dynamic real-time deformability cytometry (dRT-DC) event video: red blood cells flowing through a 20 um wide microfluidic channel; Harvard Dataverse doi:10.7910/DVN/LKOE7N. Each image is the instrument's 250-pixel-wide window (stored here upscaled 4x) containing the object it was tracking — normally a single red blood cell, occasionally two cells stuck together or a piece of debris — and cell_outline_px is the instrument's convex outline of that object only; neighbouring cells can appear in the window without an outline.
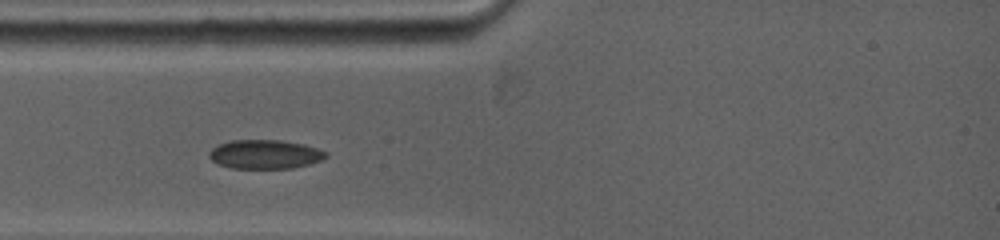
{"species": "common noctule bat (a hibernating species)", "species_latin": "Nyctalus noctula", "temperature_condition": "warm", "stored_images_in_passage": 5, "camera_frame_rate_fps": 5000, "um_per_image_px": 0.085, "animal": {"sex": "female", "body_mass_g": 19.0, "forearm_length_mm": 53.3}, "frame": {"image": 1, "passage_image": 1, "time_ms": 0.0, "image_size_px": [1000, 240], "cell_outline_px": [[328, 156], [320, 160], [308, 164], [292, 168], [232, 168], [220, 164], [212, 160], [208, 156], [208, 152], [216, 144], [232, 140], [280, 140], [304, 144], [328, 152]], "centroid_in_image_um": [22.5, 13.1], "position_along_channel_um": 62.5, "area_um2": 19.71}}
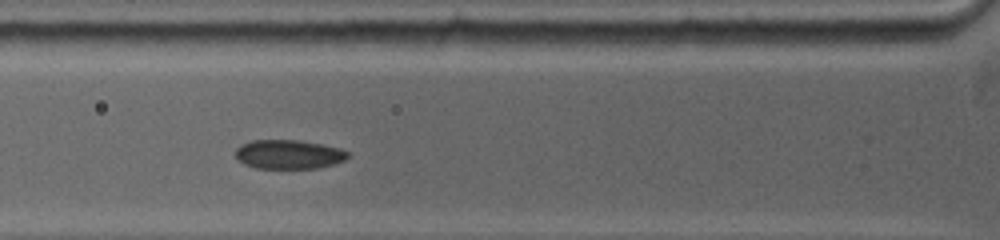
{"frame": {"image": 2, "passage_image": 3, "time_ms": 1.0, "image_size_px": [1000, 240], "cell_outline_px": [[348, 156], [344, 160], [332, 164], [316, 168], [256, 168], [244, 164], [236, 160], [236, 148], [240, 144], [248, 140], [300, 140], [324, 144], [340, 148], [348, 152]], "centroid_in_image_um": [24.49, 13.1], "position_along_channel_um": 101.3, "area_um2": 19.19}}
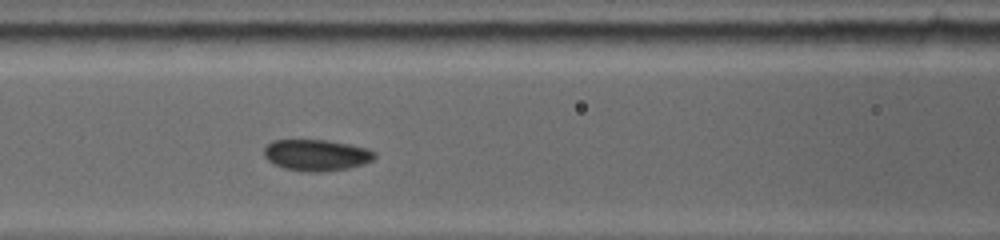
{"frame": {"image": 3, "passage_image": 5, "time_ms": 2.0, "image_size_px": [1000, 240], "cell_outline_px": [[376, 156], [372, 160], [364, 164], [348, 168], [320, 172], [308, 172], [284, 168], [268, 160], [264, 156], [264, 148], [272, 140], [328, 140], [368, 148], [376, 152]], "centroid_in_image_um": [26.92, 13.18], "position_along_channel_um": 139.7, "area_um2": 20.17}}